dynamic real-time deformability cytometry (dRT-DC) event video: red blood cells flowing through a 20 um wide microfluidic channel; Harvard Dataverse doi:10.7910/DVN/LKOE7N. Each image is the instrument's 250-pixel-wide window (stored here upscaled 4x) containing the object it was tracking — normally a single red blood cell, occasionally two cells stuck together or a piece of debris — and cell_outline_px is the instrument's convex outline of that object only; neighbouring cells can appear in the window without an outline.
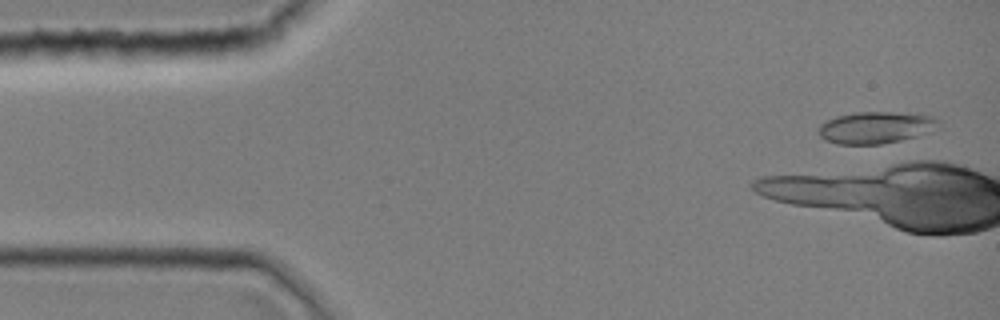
{"species": "common noctule bat (a hibernating species)", "species_latin": "Nyctalus noctula", "temperature_condition": "room temperature", "stored_images_in_passage": 4, "camera_frame_rate_fps": 3000, "um_per_image_px": 0.085, "animal": {"sex": "female", "body_mass_g": 19.0, "forearm_length_mm": 51.5}, "frame": {"image": 1, "passage_image": 2, "time_ms": 0.333, "image_size_px": [1000, 320], "cell_outline_px": [[940, 120], [932, 132], [900, 140], [880, 144], [836, 144], [824, 140], [820, 136], [820, 124], [836, 116], [856, 112], [908, 112], [932, 116]], "centroid_in_image_um": [74.46, 10.83], "position_along_channel_um": 10.5, "area_um2": 22.31}}